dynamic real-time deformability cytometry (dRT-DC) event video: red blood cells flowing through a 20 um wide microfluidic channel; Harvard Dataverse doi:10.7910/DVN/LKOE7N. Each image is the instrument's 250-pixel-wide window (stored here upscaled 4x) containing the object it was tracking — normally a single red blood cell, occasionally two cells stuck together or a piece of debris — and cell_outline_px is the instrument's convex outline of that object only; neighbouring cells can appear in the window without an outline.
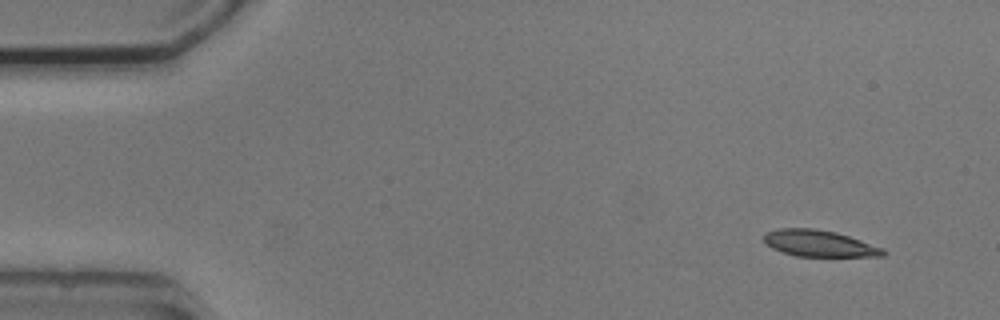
{"species": "common noctule bat (a hibernating species)", "species_latin": "Nyctalus noctula", "temperature_condition": "cold", "stored_images_in_passage": 5, "camera_frame_rate_fps": 3000, "um_per_image_px": 0.085, "animal": {"sex": "male", "body_mass_g": 20.5, "forearm_length_mm": 52.5}, "frame": {"image": 1, "passage_image": 1, "time_ms": 0.0, "image_size_px": [1000, 320], "cell_outline_px": [[888, 252], [884, 256], [796, 256], [772, 248], [764, 244], [764, 236], [768, 232], [780, 228], [816, 228], [836, 232], [884, 248]], "centroid_in_image_um": [69.65, 20.69], "position_along_channel_um": 15.4, "area_um2": 18.32}}
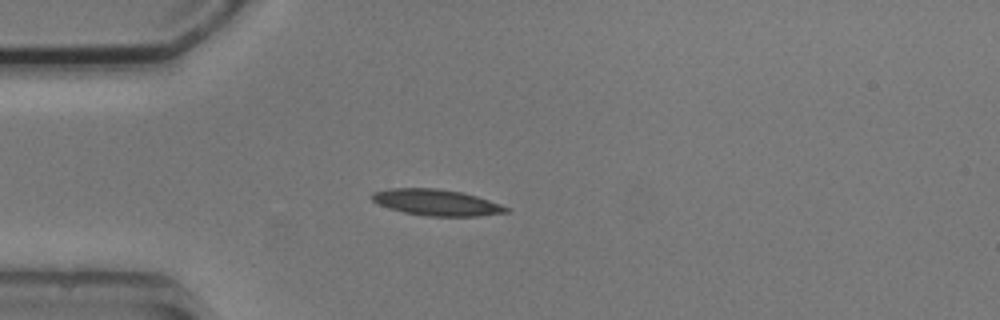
{"frame": {"image": 2, "passage_image": 4, "time_ms": 3.333, "image_size_px": [1000, 320], "cell_outline_px": [[512, 208], [508, 212], [480, 216], [428, 216], [404, 212], [380, 204], [372, 200], [372, 192], [388, 188], [436, 188], [464, 192]], "centroid_in_image_um": [37.14, 17.2], "position_along_channel_um": 47.9, "area_um2": 20.4}}